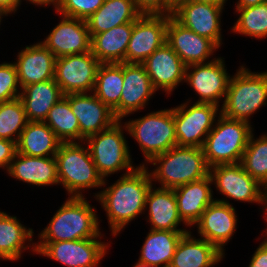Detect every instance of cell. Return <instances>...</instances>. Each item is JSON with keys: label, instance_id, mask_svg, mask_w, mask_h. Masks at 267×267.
Listing matches in <instances>:
<instances>
[{"label": "cell", "instance_id": "obj_1", "mask_svg": "<svg viewBox=\"0 0 267 267\" xmlns=\"http://www.w3.org/2000/svg\"><path fill=\"white\" fill-rule=\"evenodd\" d=\"M147 169L144 163L136 166L94 196L107 214L112 236L118 235L130 221L144 213L146 197L153 185Z\"/></svg>", "mask_w": 267, "mask_h": 267}, {"label": "cell", "instance_id": "obj_2", "mask_svg": "<svg viewBox=\"0 0 267 267\" xmlns=\"http://www.w3.org/2000/svg\"><path fill=\"white\" fill-rule=\"evenodd\" d=\"M96 210L83 197H69L39 234V242L96 238L99 222Z\"/></svg>", "mask_w": 267, "mask_h": 267}, {"label": "cell", "instance_id": "obj_3", "mask_svg": "<svg viewBox=\"0 0 267 267\" xmlns=\"http://www.w3.org/2000/svg\"><path fill=\"white\" fill-rule=\"evenodd\" d=\"M150 163L158 165L149 173L152 181L160 182L161 188L174 189L209 175L203 148L199 147L174 146Z\"/></svg>", "mask_w": 267, "mask_h": 267}, {"label": "cell", "instance_id": "obj_4", "mask_svg": "<svg viewBox=\"0 0 267 267\" xmlns=\"http://www.w3.org/2000/svg\"><path fill=\"white\" fill-rule=\"evenodd\" d=\"M240 67L230 77L220 114L249 123V117L267 103V72L253 73L244 66Z\"/></svg>", "mask_w": 267, "mask_h": 267}, {"label": "cell", "instance_id": "obj_5", "mask_svg": "<svg viewBox=\"0 0 267 267\" xmlns=\"http://www.w3.org/2000/svg\"><path fill=\"white\" fill-rule=\"evenodd\" d=\"M59 184L70 197H83L81 190L106 185L99 174L88 147L77 142L61 143L55 154Z\"/></svg>", "mask_w": 267, "mask_h": 267}, {"label": "cell", "instance_id": "obj_6", "mask_svg": "<svg viewBox=\"0 0 267 267\" xmlns=\"http://www.w3.org/2000/svg\"><path fill=\"white\" fill-rule=\"evenodd\" d=\"M251 126L246 121L226 118L219 112L202 147L208 167L239 163L253 132Z\"/></svg>", "mask_w": 267, "mask_h": 267}, {"label": "cell", "instance_id": "obj_7", "mask_svg": "<svg viewBox=\"0 0 267 267\" xmlns=\"http://www.w3.org/2000/svg\"><path fill=\"white\" fill-rule=\"evenodd\" d=\"M124 123L130 136L139 143L147 163L177 146L173 108L151 112Z\"/></svg>", "mask_w": 267, "mask_h": 267}, {"label": "cell", "instance_id": "obj_8", "mask_svg": "<svg viewBox=\"0 0 267 267\" xmlns=\"http://www.w3.org/2000/svg\"><path fill=\"white\" fill-rule=\"evenodd\" d=\"M121 120L115 122L111 127L89 136L84 140L92 160L103 179L120 170H126V174L136 169L131 161V155L127 141L124 137V129L127 128Z\"/></svg>", "mask_w": 267, "mask_h": 267}, {"label": "cell", "instance_id": "obj_9", "mask_svg": "<svg viewBox=\"0 0 267 267\" xmlns=\"http://www.w3.org/2000/svg\"><path fill=\"white\" fill-rule=\"evenodd\" d=\"M187 106L186 102L173 108L177 146L202 148L216 122L215 117H219V106L197 102L190 108Z\"/></svg>", "mask_w": 267, "mask_h": 267}, {"label": "cell", "instance_id": "obj_10", "mask_svg": "<svg viewBox=\"0 0 267 267\" xmlns=\"http://www.w3.org/2000/svg\"><path fill=\"white\" fill-rule=\"evenodd\" d=\"M209 175L220 194L231 200L264 204L262 209L267 215V189L253 179L240 162L213 166L209 168Z\"/></svg>", "mask_w": 267, "mask_h": 267}, {"label": "cell", "instance_id": "obj_11", "mask_svg": "<svg viewBox=\"0 0 267 267\" xmlns=\"http://www.w3.org/2000/svg\"><path fill=\"white\" fill-rule=\"evenodd\" d=\"M102 235L100 233L96 238L72 241L38 242L35 243V249L37 254L68 267H97L109 246L98 240Z\"/></svg>", "mask_w": 267, "mask_h": 267}, {"label": "cell", "instance_id": "obj_12", "mask_svg": "<svg viewBox=\"0 0 267 267\" xmlns=\"http://www.w3.org/2000/svg\"><path fill=\"white\" fill-rule=\"evenodd\" d=\"M101 62L91 51L56 58L55 81L64 95L93 92Z\"/></svg>", "mask_w": 267, "mask_h": 267}, {"label": "cell", "instance_id": "obj_13", "mask_svg": "<svg viewBox=\"0 0 267 267\" xmlns=\"http://www.w3.org/2000/svg\"><path fill=\"white\" fill-rule=\"evenodd\" d=\"M229 80L230 75L225 69L224 60L220 57L206 63L186 66L184 82H188L187 84L200 96L197 103L220 106L219 100L225 98Z\"/></svg>", "mask_w": 267, "mask_h": 267}, {"label": "cell", "instance_id": "obj_14", "mask_svg": "<svg viewBox=\"0 0 267 267\" xmlns=\"http://www.w3.org/2000/svg\"><path fill=\"white\" fill-rule=\"evenodd\" d=\"M167 25V15L141 14L133 22L125 63L142 64L155 50L166 43Z\"/></svg>", "mask_w": 267, "mask_h": 267}, {"label": "cell", "instance_id": "obj_15", "mask_svg": "<svg viewBox=\"0 0 267 267\" xmlns=\"http://www.w3.org/2000/svg\"><path fill=\"white\" fill-rule=\"evenodd\" d=\"M224 5L178 0L173 17L198 35L212 40L218 47L222 44L221 13Z\"/></svg>", "mask_w": 267, "mask_h": 267}, {"label": "cell", "instance_id": "obj_16", "mask_svg": "<svg viewBox=\"0 0 267 267\" xmlns=\"http://www.w3.org/2000/svg\"><path fill=\"white\" fill-rule=\"evenodd\" d=\"M237 220L235 208L229 201L215 199L195 224L200 238L207 240L224 254V245L234 235Z\"/></svg>", "mask_w": 267, "mask_h": 267}, {"label": "cell", "instance_id": "obj_17", "mask_svg": "<svg viewBox=\"0 0 267 267\" xmlns=\"http://www.w3.org/2000/svg\"><path fill=\"white\" fill-rule=\"evenodd\" d=\"M166 43L175 51L186 66L206 63L219 47L210 39L202 37L168 16Z\"/></svg>", "mask_w": 267, "mask_h": 267}, {"label": "cell", "instance_id": "obj_18", "mask_svg": "<svg viewBox=\"0 0 267 267\" xmlns=\"http://www.w3.org/2000/svg\"><path fill=\"white\" fill-rule=\"evenodd\" d=\"M88 93H71L64 95L77 117L80 129V142L89 136L111 127L118 119L113 111L95 95Z\"/></svg>", "mask_w": 267, "mask_h": 267}, {"label": "cell", "instance_id": "obj_19", "mask_svg": "<svg viewBox=\"0 0 267 267\" xmlns=\"http://www.w3.org/2000/svg\"><path fill=\"white\" fill-rule=\"evenodd\" d=\"M62 16V20L41 42L56 58L91 51V36L86 20Z\"/></svg>", "mask_w": 267, "mask_h": 267}, {"label": "cell", "instance_id": "obj_20", "mask_svg": "<svg viewBox=\"0 0 267 267\" xmlns=\"http://www.w3.org/2000/svg\"><path fill=\"white\" fill-rule=\"evenodd\" d=\"M142 64L156 91L160 88L170 94L185 80L186 65L167 43L155 50Z\"/></svg>", "mask_w": 267, "mask_h": 267}, {"label": "cell", "instance_id": "obj_21", "mask_svg": "<svg viewBox=\"0 0 267 267\" xmlns=\"http://www.w3.org/2000/svg\"><path fill=\"white\" fill-rule=\"evenodd\" d=\"M123 90L120 97V120L144 109L156 92L143 64L123 63Z\"/></svg>", "mask_w": 267, "mask_h": 267}, {"label": "cell", "instance_id": "obj_22", "mask_svg": "<svg viewBox=\"0 0 267 267\" xmlns=\"http://www.w3.org/2000/svg\"><path fill=\"white\" fill-rule=\"evenodd\" d=\"M14 63L20 90L31 84L55 78V55L41 42L26 46Z\"/></svg>", "mask_w": 267, "mask_h": 267}, {"label": "cell", "instance_id": "obj_23", "mask_svg": "<svg viewBox=\"0 0 267 267\" xmlns=\"http://www.w3.org/2000/svg\"><path fill=\"white\" fill-rule=\"evenodd\" d=\"M210 175L174 188L178 212L187 226H194L205 209L213 203Z\"/></svg>", "mask_w": 267, "mask_h": 267}, {"label": "cell", "instance_id": "obj_24", "mask_svg": "<svg viewBox=\"0 0 267 267\" xmlns=\"http://www.w3.org/2000/svg\"><path fill=\"white\" fill-rule=\"evenodd\" d=\"M7 172L19 181L36 186L59 185L55 156L33 157L16 152Z\"/></svg>", "mask_w": 267, "mask_h": 267}, {"label": "cell", "instance_id": "obj_25", "mask_svg": "<svg viewBox=\"0 0 267 267\" xmlns=\"http://www.w3.org/2000/svg\"><path fill=\"white\" fill-rule=\"evenodd\" d=\"M151 186L145 203L149 206L148 220L152 230L188 231L177 228L181 222L187 225L180 217L173 189L154 188ZM148 205V206H147Z\"/></svg>", "mask_w": 267, "mask_h": 267}, {"label": "cell", "instance_id": "obj_26", "mask_svg": "<svg viewBox=\"0 0 267 267\" xmlns=\"http://www.w3.org/2000/svg\"><path fill=\"white\" fill-rule=\"evenodd\" d=\"M224 254L207 240L195 239L185 233L175 250L169 267H214Z\"/></svg>", "mask_w": 267, "mask_h": 267}, {"label": "cell", "instance_id": "obj_27", "mask_svg": "<svg viewBox=\"0 0 267 267\" xmlns=\"http://www.w3.org/2000/svg\"><path fill=\"white\" fill-rule=\"evenodd\" d=\"M21 90L19 98L30 122H44L48 111L64 97L55 79L27 85Z\"/></svg>", "mask_w": 267, "mask_h": 267}, {"label": "cell", "instance_id": "obj_28", "mask_svg": "<svg viewBox=\"0 0 267 267\" xmlns=\"http://www.w3.org/2000/svg\"><path fill=\"white\" fill-rule=\"evenodd\" d=\"M133 31V22L125 23L91 37V52L101 63H124Z\"/></svg>", "mask_w": 267, "mask_h": 267}, {"label": "cell", "instance_id": "obj_29", "mask_svg": "<svg viewBox=\"0 0 267 267\" xmlns=\"http://www.w3.org/2000/svg\"><path fill=\"white\" fill-rule=\"evenodd\" d=\"M140 15L134 0H105L86 22L92 37L116 26L134 22Z\"/></svg>", "mask_w": 267, "mask_h": 267}, {"label": "cell", "instance_id": "obj_30", "mask_svg": "<svg viewBox=\"0 0 267 267\" xmlns=\"http://www.w3.org/2000/svg\"><path fill=\"white\" fill-rule=\"evenodd\" d=\"M62 142L45 122H28L16 143L17 153L33 157L55 156Z\"/></svg>", "mask_w": 267, "mask_h": 267}, {"label": "cell", "instance_id": "obj_31", "mask_svg": "<svg viewBox=\"0 0 267 267\" xmlns=\"http://www.w3.org/2000/svg\"><path fill=\"white\" fill-rule=\"evenodd\" d=\"M189 231L150 230L138 259L139 263L169 267L181 237ZM162 265V266H161Z\"/></svg>", "mask_w": 267, "mask_h": 267}, {"label": "cell", "instance_id": "obj_32", "mask_svg": "<svg viewBox=\"0 0 267 267\" xmlns=\"http://www.w3.org/2000/svg\"><path fill=\"white\" fill-rule=\"evenodd\" d=\"M33 233V229H27L16 216L0 211V259L18 260L21 258L22 251L29 247L36 253L35 243L32 242L30 246ZM26 240L30 241L27 246H25Z\"/></svg>", "mask_w": 267, "mask_h": 267}, {"label": "cell", "instance_id": "obj_33", "mask_svg": "<svg viewBox=\"0 0 267 267\" xmlns=\"http://www.w3.org/2000/svg\"><path fill=\"white\" fill-rule=\"evenodd\" d=\"M123 81V63H101L93 90L94 95L113 111L118 120Z\"/></svg>", "mask_w": 267, "mask_h": 267}, {"label": "cell", "instance_id": "obj_34", "mask_svg": "<svg viewBox=\"0 0 267 267\" xmlns=\"http://www.w3.org/2000/svg\"><path fill=\"white\" fill-rule=\"evenodd\" d=\"M44 122L62 143L80 141L79 122L65 96L48 111Z\"/></svg>", "mask_w": 267, "mask_h": 267}, {"label": "cell", "instance_id": "obj_35", "mask_svg": "<svg viewBox=\"0 0 267 267\" xmlns=\"http://www.w3.org/2000/svg\"><path fill=\"white\" fill-rule=\"evenodd\" d=\"M240 163L253 179L267 189V134L256 140L253 133L250 135Z\"/></svg>", "mask_w": 267, "mask_h": 267}, {"label": "cell", "instance_id": "obj_36", "mask_svg": "<svg viewBox=\"0 0 267 267\" xmlns=\"http://www.w3.org/2000/svg\"><path fill=\"white\" fill-rule=\"evenodd\" d=\"M28 122L25 108L20 98L0 103V139H7L17 143Z\"/></svg>", "mask_w": 267, "mask_h": 267}, {"label": "cell", "instance_id": "obj_37", "mask_svg": "<svg viewBox=\"0 0 267 267\" xmlns=\"http://www.w3.org/2000/svg\"><path fill=\"white\" fill-rule=\"evenodd\" d=\"M236 10L239 18L232 32L257 39L267 37V2Z\"/></svg>", "mask_w": 267, "mask_h": 267}, {"label": "cell", "instance_id": "obj_38", "mask_svg": "<svg viewBox=\"0 0 267 267\" xmlns=\"http://www.w3.org/2000/svg\"><path fill=\"white\" fill-rule=\"evenodd\" d=\"M105 0H58L56 12L67 17L86 20L95 13Z\"/></svg>", "mask_w": 267, "mask_h": 267}, {"label": "cell", "instance_id": "obj_39", "mask_svg": "<svg viewBox=\"0 0 267 267\" xmlns=\"http://www.w3.org/2000/svg\"><path fill=\"white\" fill-rule=\"evenodd\" d=\"M19 82L14 63L0 64V103L20 97Z\"/></svg>", "mask_w": 267, "mask_h": 267}, {"label": "cell", "instance_id": "obj_40", "mask_svg": "<svg viewBox=\"0 0 267 267\" xmlns=\"http://www.w3.org/2000/svg\"><path fill=\"white\" fill-rule=\"evenodd\" d=\"M137 10L141 14L167 15L174 13L176 0H134Z\"/></svg>", "mask_w": 267, "mask_h": 267}, {"label": "cell", "instance_id": "obj_41", "mask_svg": "<svg viewBox=\"0 0 267 267\" xmlns=\"http://www.w3.org/2000/svg\"><path fill=\"white\" fill-rule=\"evenodd\" d=\"M17 152L16 142L0 139V168L8 170Z\"/></svg>", "mask_w": 267, "mask_h": 267}, {"label": "cell", "instance_id": "obj_42", "mask_svg": "<svg viewBox=\"0 0 267 267\" xmlns=\"http://www.w3.org/2000/svg\"><path fill=\"white\" fill-rule=\"evenodd\" d=\"M249 267H267V243L262 241L252 255Z\"/></svg>", "mask_w": 267, "mask_h": 267}, {"label": "cell", "instance_id": "obj_43", "mask_svg": "<svg viewBox=\"0 0 267 267\" xmlns=\"http://www.w3.org/2000/svg\"><path fill=\"white\" fill-rule=\"evenodd\" d=\"M19 5H21V0H0V8L8 14L15 13Z\"/></svg>", "mask_w": 267, "mask_h": 267}, {"label": "cell", "instance_id": "obj_44", "mask_svg": "<svg viewBox=\"0 0 267 267\" xmlns=\"http://www.w3.org/2000/svg\"><path fill=\"white\" fill-rule=\"evenodd\" d=\"M267 2V0H239L236 2V9L255 6Z\"/></svg>", "mask_w": 267, "mask_h": 267}, {"label": "cell", "instance_id": "obj_45", "mask_svg": "<svg viewBox=\"0 0 267 267\" xmlns=\"http://www.w3.org/2000/svg\"><path fill=\"white\" fill-rule=\"evenodd\" d=\"M35 5H40V6H49V4H52L55 9L57 7V4H58V0H27Z\"/></svg>", "mask_w": 267, "mask_h": 267}, {"label": "cell", "instance_id": "obj_46", "mask_svg": "<svg viewBox=\"0 0 267 267\" xmlns=\"http://www.w3.org/2000/svg\"><path fill=\"white\" fill-rule=\"evenodd\" d=\"M198 2L211 3L215 5H224L227 0H194Z\"/></svg>", "mask_w": 267, "mask_h": 267}, {"label": "cell", "instance_id": "obj_47", "mask_svg": "<svg viewBox=\"0 0 267 267\" xmlns=\"http://www.w3.org/2000/svg\"><path fill=\"white\" fill-rule=\"evenodd\" d=\"M133 267H159V266L147 265V264H142V263L137 262Z\"/></svg>", "mask_w": 267, "mask_h": 267}, {"label": "cell", "instance_id": "obj_48", "mask_svg": "<svg viewBox=\"0 0 267 267\" xmlns=\"http://www.w3.org/2000/svg\"><path fill=\"white\" fill-rule=\"evenodd\" d=\"M8 13L5 12L2 8H0V24H1V19H2V16H7Z\"/></svg>", "mask_w": 267, "mask_h": 267}, {"label": "cell", "instance_id": "obj_49", "mask_svg": "<svg viewBox=\"0 0 267 267\" xmlns=\"http://www.w3.org/2000/svg\"><path fill=\"white\" fill-rule=\"evenodd\" d=\"M265 218H266V222H267V216H266V215H265ZM264 232H266V234L264 235V236H265L264 241L267 243V238H266V235H267V228H266V230H265Z\"/></svg>", "mask_w": 267, "mask_h": 267}]
</instances>
